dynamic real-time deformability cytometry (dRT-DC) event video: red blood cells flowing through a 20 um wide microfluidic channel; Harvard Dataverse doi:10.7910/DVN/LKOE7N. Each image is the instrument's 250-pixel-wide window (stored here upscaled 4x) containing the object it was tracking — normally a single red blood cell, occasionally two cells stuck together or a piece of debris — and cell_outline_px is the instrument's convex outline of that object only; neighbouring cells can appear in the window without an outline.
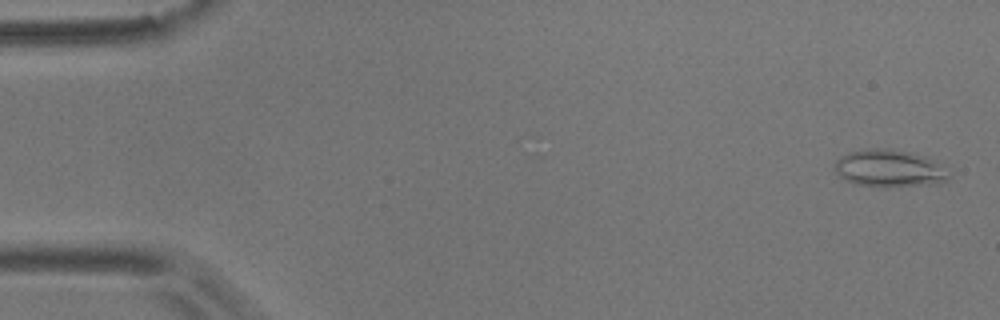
{"species": "common noctule bat (a hibernating species)", "species_latin": "Nyctalus noctula", "temperature_condition": "room temperature", "stored_images_in_passage": 5, "camera_frame_rate_fps": 3000, "um_per_image_px": 0.085, "animal": {"sex": "male", "body_mass_g": 17.9}, "frame": {"image": 1, "passage_image": 1, "time_ms": 0.0, "image_size_px": [1000, 320], "cell_outline_px": [[952, 176], [948, 180], [936, 184], [884, 188], [856, 184], [840, 176], [836, 172], [836, 160], [840, 156], [848, 152], [872, 148], [884, 148], [908, 152], [924, 156], [936, 160]], "centroid_in_image_um": [75.64, 14.33], "position_along_channel_um": 9.4, "area_um2": 25.03}}